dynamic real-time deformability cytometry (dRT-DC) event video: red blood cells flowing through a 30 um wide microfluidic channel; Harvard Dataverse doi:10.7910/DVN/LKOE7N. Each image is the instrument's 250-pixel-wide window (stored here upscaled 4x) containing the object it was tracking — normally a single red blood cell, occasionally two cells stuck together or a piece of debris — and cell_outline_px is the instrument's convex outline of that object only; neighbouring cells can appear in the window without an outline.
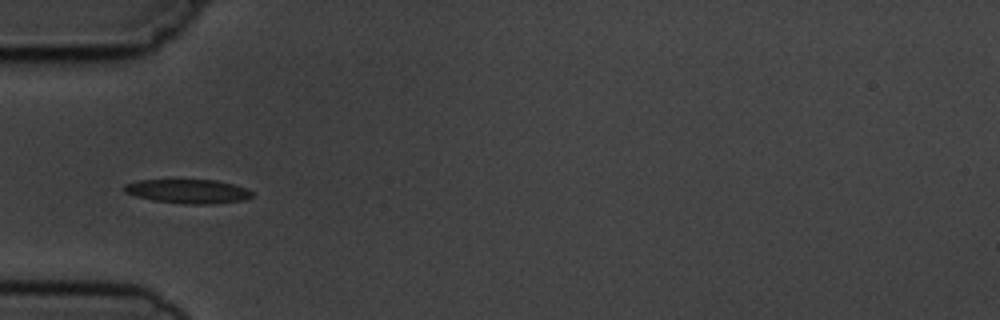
{"species": "common noctule bat (a hibernating species)", "species_latin": "Nyctalus noctula", "temperature_condition": "cold", "stored_images_in_passage": 3, "camera_frame_rate_fps": 3000, "um_per_image_px": 0.085, "animal": {"sex": "male", "body_mass_g": 19.5, "forearm_length_mm": 54.6}, "frame": {"image": 1, "passage_image": 3, "time_ms": 2.0, "image_size_px": [1000, 320], "cell_outline_px": [[252, 196], [244, 200], [212, 204], [184, 204], [152, 200], [136, 196], [124, 192], [124, 184], [140, 180], [216, 180], [232, 184], [244, 188], [252, 192]], "centroid_in_image_um": [15.96, 16.26], "position_along_channel_um": 69.0, "area_um2": 17.8}}